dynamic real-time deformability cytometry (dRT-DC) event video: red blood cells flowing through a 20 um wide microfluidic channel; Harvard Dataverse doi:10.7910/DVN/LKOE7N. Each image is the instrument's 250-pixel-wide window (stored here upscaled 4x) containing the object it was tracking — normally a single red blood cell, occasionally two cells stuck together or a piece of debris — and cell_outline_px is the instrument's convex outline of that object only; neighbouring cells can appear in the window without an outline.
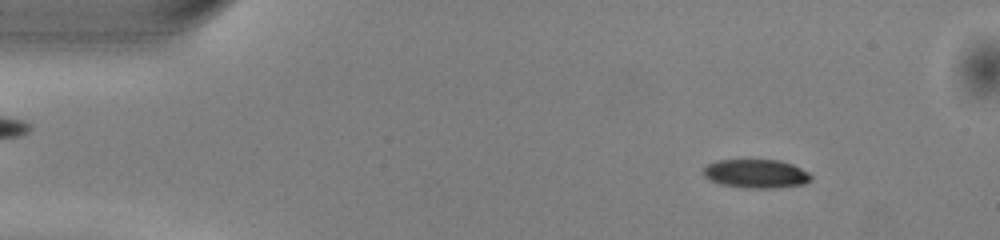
{"species": "common noctule bat (a hibernating species)", "species_latin": "Nyctalus noctula", "temperature_condition": "warm", "stored_images_in_passage": 51, "segment_of_instrument_passage": [1, 2], "camera_frame_rate_fps": 3000, "um_per_image_px": 0.085, "animal": {"sex": "male", "body_mass_g": 13.0, "forearm_length_mm": 53.1}, "frame": {"image": 1, "passage_image": 6, "time_ms": 1.667, "image_size_px": [1000, 240], "cell_outline_px": [[812, 180], [804, 184], [776, 188], [744, 188], [720, 184], [708, 180], [704, 176], [704, 168], [708, 164], [716, 160], [780, 160], [792, 164], [808, 172], [812, 176]], "centroid_in_image_um": [64.26, 14.77], "position_along_channel_um": 20.7, "area_um2": 18.15}}
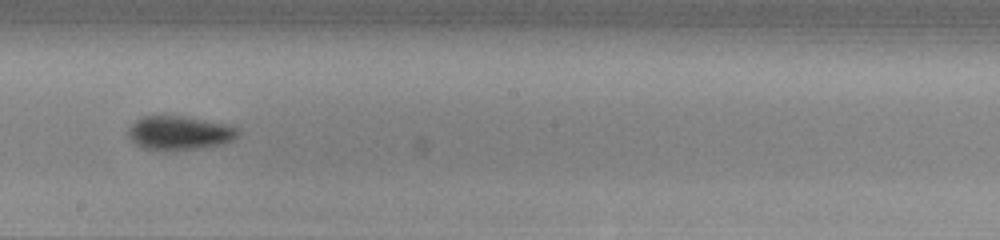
{"frame": {"image": 2, "passage_image": 28, "time_ms": 9.0, "image_size_px": [1000, 240], "cell_outline_px": [[240, 136], [224, 144], [176, 152], [160, 152], [140, 148], [128, 136], [128, 128], [136, 120], [144, 116], [180, 116], [224, 124], [240, 128]], "centroid_in_image_um": [15.24, 11.35], "position_along_channel_um": 233.0, "area_um2": 22.2}}
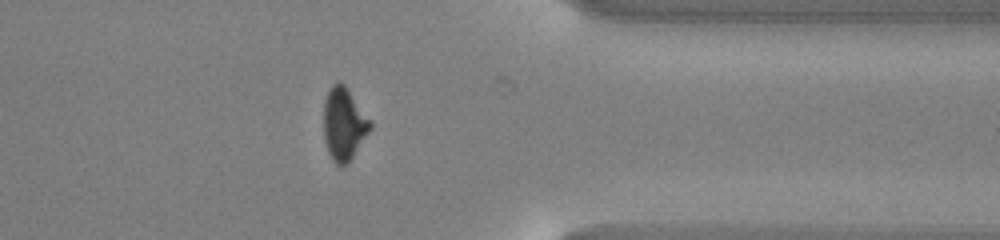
{"frame": {"image": 3, "passage_image": 40, "time_ms": 13.0, "image_size_px": [1000, 240], "cell_outline_px": [[372, 128], [352, 156], [344, 164], [336, 164], [332, 160], [328, 152], [324, 140], [324, 100], [332, 84], [344, 84], [372, 120]], "centroid_in_image_um": [29.24, 10.52], "position_along_channel_um": 382.2, "area_um2": 19.42}}